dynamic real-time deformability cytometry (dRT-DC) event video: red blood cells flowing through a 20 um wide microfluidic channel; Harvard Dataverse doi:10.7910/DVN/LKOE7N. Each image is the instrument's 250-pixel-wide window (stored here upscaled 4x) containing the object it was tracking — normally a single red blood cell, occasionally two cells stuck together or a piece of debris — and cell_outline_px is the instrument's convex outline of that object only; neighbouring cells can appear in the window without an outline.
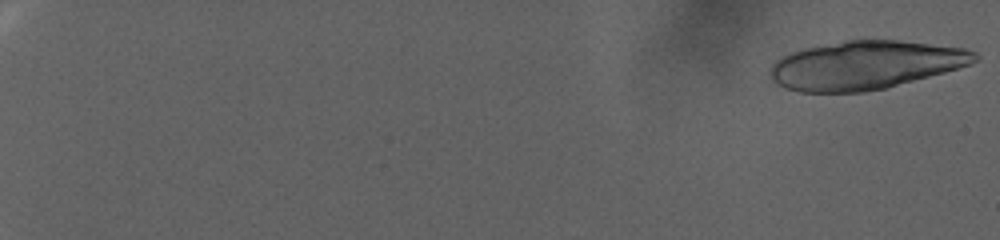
{"species": "human", "species_latin": "Homo sapiens", "temperature_condition": "warm", "stored_images_in_passage": 45, "camera_frame_rate_fps": 3000, "um_per_image_px": 0.085, "donor": {"sex": "female"}, "frame": {"image": 1, "passage_image": 1, "time_ms": 0.0, "image_size_px": [1000, 240], "cell_outline_px": [[980, 56], [976, 60], [968, 64], [944, 72], [888, 88], [864, 92], [800, 92], [784, 88], [776, 84], [772, 80], [768, 72], [772, 64], [780, 56], [804, 48], [844, 40], [896, 40], [964, 48], [976, 52]], "centroid_in_image_um": [73.49, 5.54], "position_along_channel_um": 11.5, "area_um2": 57.8}}
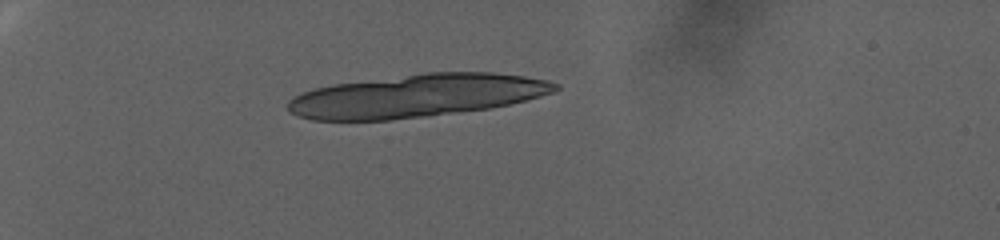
{"frame": {"image": 2, "passage_image": 30, "time_ms": 9.667, "image_size_px": [1000, 240], "cell_outline_px": [[560, 88], [552, 92], [540, 96], [508, 104], [488, 108], [428, 116], [388, 120], [312, 120], [296, 116], [288, 112], [288, 100], [292, 96], [312, 88], [332, 84], [424, 72], [492, 72], [524, 76], [548, 80], [560, 84]], "centroid_in_image_um": [35.35, 8.13], "position_along_channel_um": 49.6, "area_um2": 67.05}}
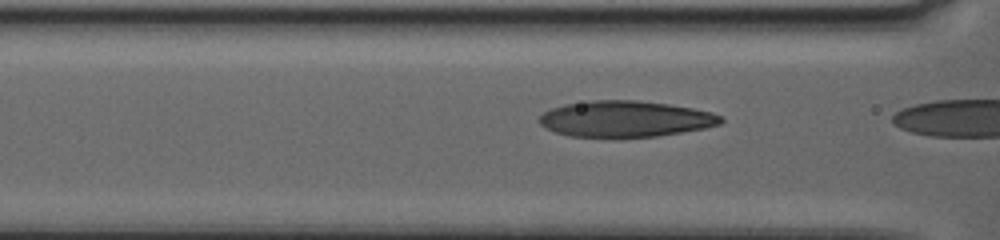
{"frame": {"image": 3, "passage_image": 43, "time_ms": 14.0, "image_size_px": [1000, 240], "cell_outline_px": [[724, 120], [720, 124], [704, 128], [656, 136], [568, 136], [556, 132], [540, 124], [540, 116], [544, 112], [552, 108], [564, 104], [588, 100], [636, 100], [668, 104], [692, 108], [712, 112], [720, 116]], "centroid_in_image_um": [53.15, 10.09], "position_along_channel_um": 113.4, "area_um2": 37.69}}